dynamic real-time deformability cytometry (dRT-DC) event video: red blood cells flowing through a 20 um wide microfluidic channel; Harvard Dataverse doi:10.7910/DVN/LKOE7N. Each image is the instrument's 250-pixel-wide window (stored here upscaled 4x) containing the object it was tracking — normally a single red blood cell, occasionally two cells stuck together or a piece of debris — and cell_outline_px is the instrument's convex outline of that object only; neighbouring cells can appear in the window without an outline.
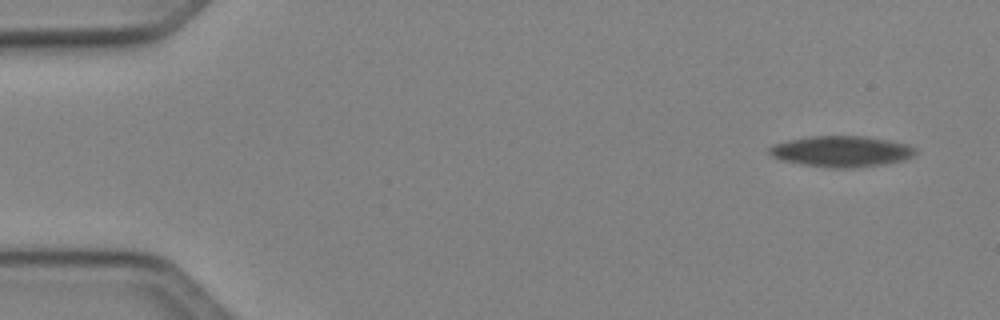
{"species": "Egyptian fruit bat (a non-hibernating species)", "species_latin": "Rousettus aegyptiacus", "temperature_condition": "cold", "stored_images_in_passage": 52, "camera_frame_rate_fps": 3000, "um_per_image_px": 0.085, "animal": {"sex": "female"}, "frame": {"image": 1, "passage_image": 1, "time_ms": 0.0, "image_size_px": [1000, 320], "cell_outline_px": [[916, 152], [912, 156], [904, 160], [884, 164], [856, 168], [832, 168], [804, 164], [784, 160], [772, 156], [768, 152], [768, 148], [772, 144], [788, 140], [808, 136], [864, 136], [892, 140], [908, 144], [916, 148]], "centroid_in_image_um": [71.55, 12.86], "position_along_channel_um": 13.5, "area_um2": 26.47}}
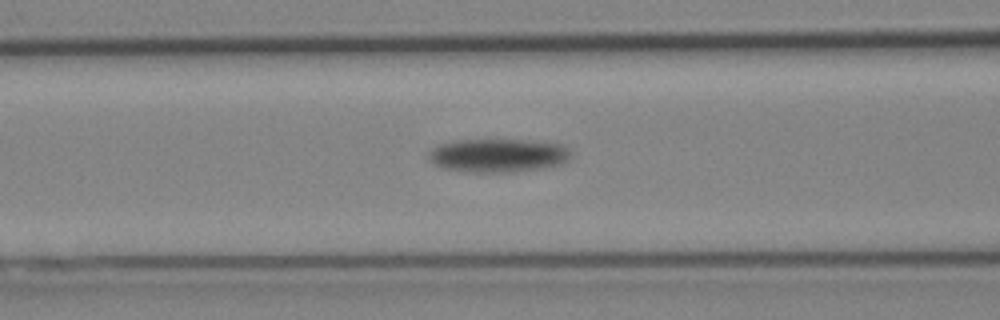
{"frame": {"image": 2, "passage_image": 20, "time_ms": 6.333, "image_size_px": [1000, 320], "cell_outline_px": [[572, 152], [560, 164], [536, 168], [504, 172], [468, 172], [440, 168], [432, 164], [428, 160], [428, 152], [436, 144], [456, 140], [532, 140], [560, 144], [568, 148]], "centroid_in_image_um": [42.21, 13.2], "position_along_channel_um": 124.4, "area_um2": 27.74}}
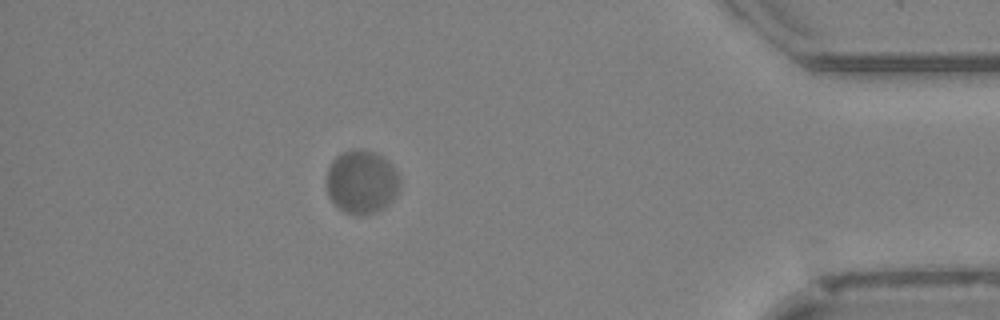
{"frame": {"image": 3, "passage_image": 46, "time_ms": 15.0, "image_size_px": [1000, 320], "cell_outline_px": [[400, 184], [396, 192], [380, 208], [372, 212], [360, 216], [356, 216], [344, 212], [328, 196], [328, 168], [332, 160], [340, 152], [348, 148], [360, 148], [372, 152], [388, 160], [392, 164], [400, 176]], "centroid_in_image_um": [30.71, 15.41], "position_along_channel_um": 404.5, "area_um2": 26.82}, "authors_computed_cell_mechanics": {"area_um2": 26.9637, "velocity_mm_per_s": 3.7484, "shape_relaxation_time_tau1_ms": 4.1798, "shape_relaxation_time_tau2_ms": null, "deformation_change_tau1": 0.0663, "deformation_change_tau2": null}}